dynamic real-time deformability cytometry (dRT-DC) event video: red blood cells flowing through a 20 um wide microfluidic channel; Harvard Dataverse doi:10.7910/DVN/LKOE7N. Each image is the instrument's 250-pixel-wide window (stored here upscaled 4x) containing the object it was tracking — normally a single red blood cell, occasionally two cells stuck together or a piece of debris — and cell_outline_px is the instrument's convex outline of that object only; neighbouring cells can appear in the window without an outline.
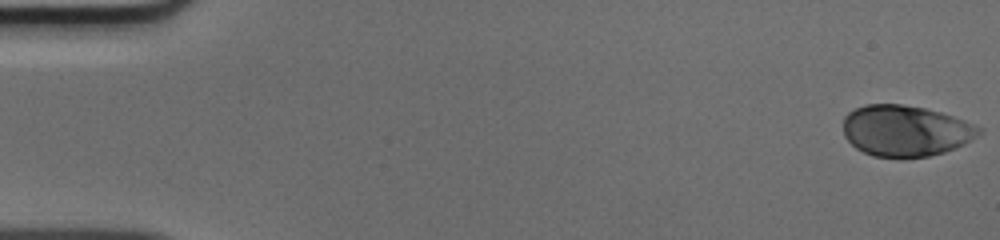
{"species": "human", "species_latin": "Homo sapiens", "temperature_condition": "cold", "stored_images_in_passage": 51, "camera_frame_rate_fps": 3000, "um_per_image_px": 0.085, "donor": {"sex": "male"}, "frame": {"image": 1, "passage_image": 1, "time_ms": 0.0, "image_size_px": [1000, 240], "cell_outline_px": [[984, 132], [964, 144], [956, 148], [944, 152], [928, 156], [900, 160], [872, 156], [856, 148], [844, 136], [844, 116], [848, 112], [864, 104], [900, 104], [924, 108], [940, 112], [964, 120], [984, 128]], "centroid_in_image_um": [76.98, 11.14], "position_along_channel_um": 8.0, "area_um2": 41.04}}
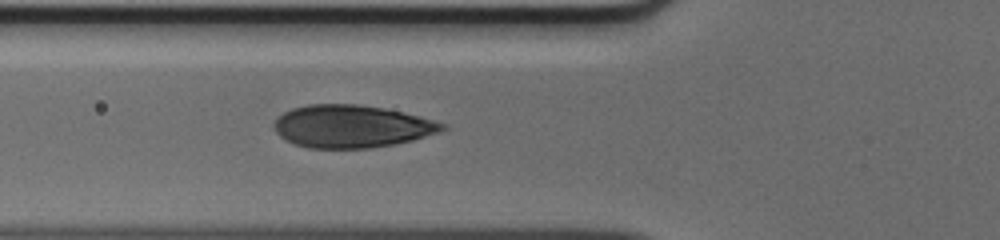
{"frame": {"image": 2, "passage_image": 19, "time_ms": 6.0, "image_size_px": [1000, 240], "cell_outline_px": [[448, 128], [440, 132], [412, 140], [372, 148], [308, 148], [284, 140], [272, 128], [272, 124], [284, 112], [292, 108], [308, 104], [356, 104], [384, 108], [420, 116], [448, 124]], "centroid_in_image_um": [29.89, 10.74], "position_along_channel_um": 95.9, "area_um2": 41.91}}
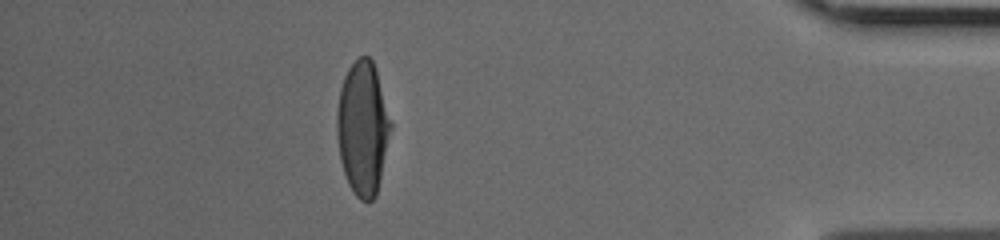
{"frame": {"image": 3, "passage_image": 45, "time_ms": 14.667, "image_size_px": [1000, 240], "cell_outline_px": [[392, 128], [376, 196], [372, 200], [360, 200], [352, 192], [348, 184], [340, 160], [336, 136], [336, 112], [340, 88], [344, 76], [348, 68], [360, 56], [368, 56], [372, 60], [376, 68], [392, 124]], "centroid_in_image_um": [30.82, 10.89], "position_along_channel_um": 404.4, "area_um2": 42.19}}